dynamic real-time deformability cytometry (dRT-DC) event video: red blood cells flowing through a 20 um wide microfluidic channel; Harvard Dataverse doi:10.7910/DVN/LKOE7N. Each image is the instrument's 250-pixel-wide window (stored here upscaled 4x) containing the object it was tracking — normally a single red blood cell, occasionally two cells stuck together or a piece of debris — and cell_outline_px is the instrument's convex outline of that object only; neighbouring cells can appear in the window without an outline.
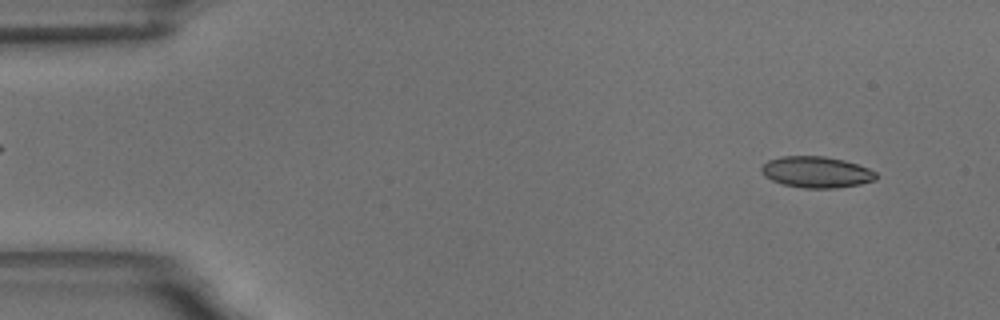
{"species": "common noctule bat (a hibernating species)", "species_latin": "Nyctalus noctula", "temperature_condition": "room temperature", "stored_images_in_passage": 56, "camera_frame_rate_fps": 3000, "um_per_image_px": 0.085, "animal": {"sex": "male", "body_mass_g": 18.8}, "frame": {"image": 1, "passage_image": 4, "time_ms": 1.0, "image_size_px": [1000, 320], "cell_outline_px": [[876, 180], [860, 184], [836, 188], [804, 188], [784, 184], [772, 180], [764, 176], [760, 168], [768, 160], [780, 156], [824, 156], [844, 160], [868, 168], [876, 172]], "centroid_in_image_um": [69.39, 14.62], "position_along_channel_um": 15.6, "area_um2": 20.81}}
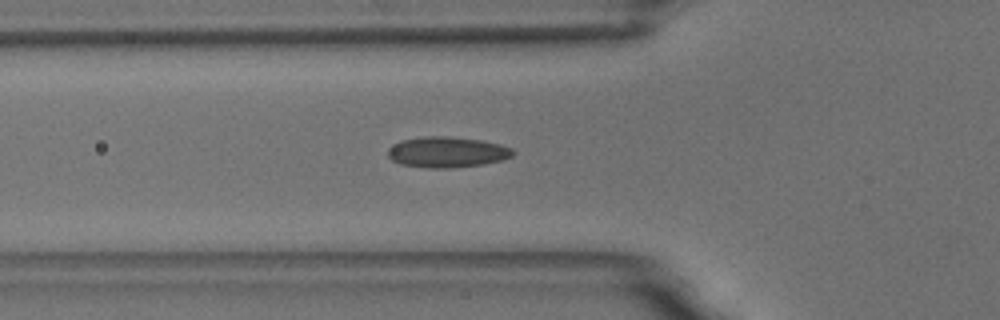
{"frame": {"image": 2, "passage_image": 19, "time_ms": 6.0, "image_size_px": [1000, 320], "cell_outline_px": [[516, 152], [512, 156], [504, 160], [484, 164], [448, 168], [428, 168], [400, 164], [392, 160], [388, 156], [388, 148], [400, 140], [424, 136], [448, 136], [484, 140], [500, 144], [512, 148]], "centroid_in_image_um": [38.02, 12.92], "position_along_channel_um": 87.8, "area_um2": 22.66}}
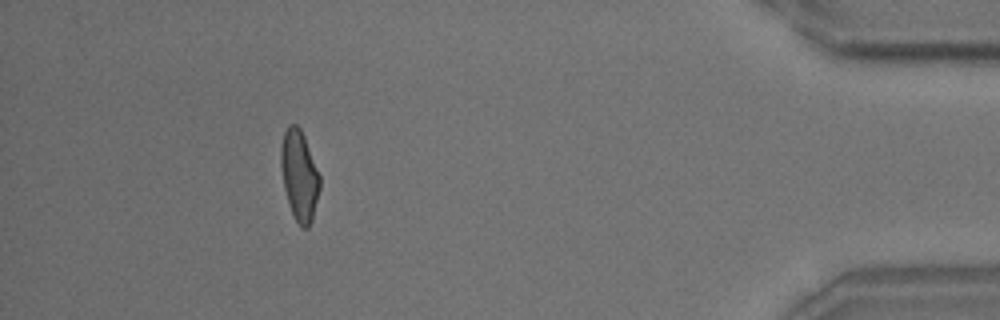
{"frame": {"image": 3, "passage_image": 51, "time_ms": 16.667, "image_size_px": [1000, 320], "cell_outline_px": [[320, 188], [312, 220], [308, 228], [300, 228], [292, 212], [284, 188], [280, 164], [280, 148], [284, 132], [288, 124], [296, 124], [300, 128], [304, 136], [320, 176]], "centroid_in_image_um": [25.44, 14.9], "position_along_channel_um": 409.8, "area_um2": 20.4}, "authors_computed_cell_mechanics": {"area_um2": 20.6635, "velocity_mm_per_s": 3.5353, "shape_relaxation_time_tau1_ms": 7.5413, "shape_relaxation_time_tau2_ms": 1.5347, "deformation_change_tau1": 0.1829, "deformation_change_tau2": 0.0681}}